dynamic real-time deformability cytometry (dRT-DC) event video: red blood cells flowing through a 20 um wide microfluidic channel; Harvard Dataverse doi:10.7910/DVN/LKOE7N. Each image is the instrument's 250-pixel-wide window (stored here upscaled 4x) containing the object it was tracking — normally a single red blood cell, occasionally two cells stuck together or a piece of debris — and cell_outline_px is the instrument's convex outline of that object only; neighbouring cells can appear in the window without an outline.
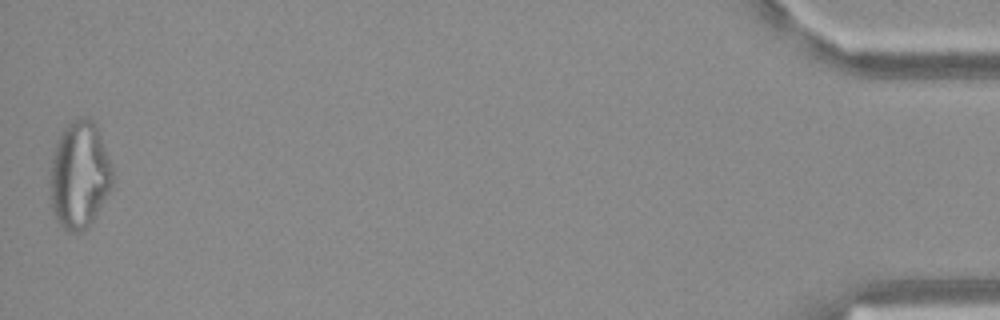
{"species": "Egyptian fruit bat (a non-hibernating species)", "species_latin": "Rousettus aegyptiacus", "temperature_condition": "warm", "stored_images_in_passage": 51, "camera_frame_rate_fps": 3000, "um_per_image_px": 0.085, "frame": {"image": 1, "passage_image": 51, "time_ms": 16.667, "image_size_px": [1000, 320], "cell_outline_px": [[112, 188], [92, 220], [80, 232], [68, 232], [56, 220], [52, 208], [48, 180], [52, 156], [56, 140], [64, 128], [76, 116], [92, 120], [96, 124], [112, 164]], "centroid_in_image_um": [6.73, 14.85], "position_along_channel_um": 428.5, "area_um2": 39.3}}